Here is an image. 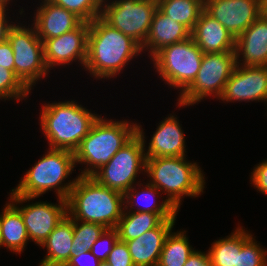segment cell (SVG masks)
<instances>
[{
    "mask_svg": "<svg viewBox=\"0 0 267 266\" xmlns=\"http://www.w3.org/2000/svg\"><path fill=\"white\" fill-rule=\"evenodd\" d=\"M141 52L138 42L111 27L101 17L89 22L84 69L94 78L100 80L115 77L135 56L142 55Z\"/></svg>",
    "mask_w": 267,
    "mask_h": 266,
    "instance_id": "obj_1",
    "label": "cell"
},
{
    "mask_svg": "<svg viewBox=\"0 0 267 266\" xmlns=\"http://www.w3.org/2000/svg\"><path fill=\"white\" fill-rule=\"evenodd\" d=\"M124 210V194L79 176L67 198V214L74 220L115 228Z\"/></svg>",
    "mask_w": 267,
    "mask_h": 266,
    "instance_id": "obj_2",
    "label": "cell"
},
{
    "mask_svg": "<svg viewBox=\"0 0 267 266\" xmlns=\"http://www.w3.org/2000/svg\"><path fill=\"white\" fill-rule=\"evenodd\" d=\"M40 127L48 140V149L74 152L99 117L74 100L44 104L40 111Z\"/></svg>",
    "mask_w": 267,
    "mask_h": 266,
    "instance_id": "obj_3",
    "label": "cell"
},
{
    "mask_svg": "<svg viewBox=\"0 0 267 266\" xmlns=\"http://www.w3.org/2000/svg\"><path fill=\"white\" fill-rule=\"evenodd\" d=\"M182 157L146 158L145 173L148 183L155 186L179 211L182 198L198 197L205 188V175L196 162Z\"/></svg>",
    "mask_w": 267,
    "mask_h": 266,
    "instance_id": "obj_4",
    "label": "cell"
},
{
    "mask_svg": "<svg viewBox=\"0 0 267 266\" xmlns=\"http://www.w3.org/2000/svg\"><path fill=\"white\" fill-rule=\"evenodd\" d=\"M137 133V122L114 121L101 115L74 151L75 163L85 164L79 176H92Z\"/></svg>",
    "mask_w": 267,
    "mask_h": 266,
    "instance_id": "obj_5",
    "label": "cell"
},
{
    "mask_svg": "<svg viewBox=\"0 0 267 266\" xmlns=\"http://www.w3.org/2000/svg\"><path fill=\"white\" fill-rule=\"evenodd\" d=\"M48 150L25 173L17 187L10 191L25 197H41L42 194L53 189L57 198L67 200L78 177L76 176L75 179L64 183L77 165L74 152L59 149Z\"/></svg>",
    "mask_w": 267,
    "mask_h": 266,
    "instance_id": "obj_6",
    "label": "cell"
},
{
    "mask_svg": "<svg viewBox=\"0 0 267 266\" xmlns=\"http://www.w3.org/2000/svg\"><path fill=\"white\" fill-rule=\"evenodd\" d=\"M203 52L189 38L165 46L158 50L150 60L154 69L165 84L179 89L181 95L195 80L202 62Z\"/></svg>",
    "mask_w": 267,
    "mask_h": 266,
    "instance_id": "obj_7",
    "label": "cell"
},
{
    "mask_svg": "<svg viewBox=\"0 0 267 266\" xmlns=\"http://www.w3.org/2000/svg\"><path fill=\"white\" fill-rule=\"evenodd\" d=\"M137 124V133L91 177L100 185L124 194L136 182L138 173L145 172V133Z\"/></svg>",
    "mask_w": 267,
    "mask_h": 266,
    "instance_id": "obj_8",
    "label": "cell"
},
{
    "mask_svg": "<svg viewBox=\"0 0 267 266\" xmlns=\"http://www.w3.org/2000/svg\"><path fill=\"white\" fill-rule=\"evenodd\" d=\"M236 65L235 52L203 53L195 80L179 95L176 106H192L209 96L219 100Z\"/></svg>",
    "mask_w": 267,
    "mask_h": 266,
    "instance_id": "obj_9",
    "label": "cell"
},
{
    "mask_svg": "<svg viewBox=\"0 0 267 266\" xmlns=\"http://www.w3.org/2000/svg\"><path fill=\"white\" fill-rule=\"evenodd\" d=\"M18 24V25H17ZM8 33V42L14 52V73L31 91L39 79L50 72L44 59L43 41L35 27L23 26L18 22Z\"/></svg>",
    "mask_w": 267,
    "mask_h": 266,
    "instance_id": "obj_10",
    "label": "cell"
},
{
    "mask_svg": "<svg viewBox=\"0 0 267 266\" xmlns=\"http://www.w3.org/2000/svg\"><path fill=\"white\" fill-rule=\"evenodd\" d=\"M103 0L101 18L111 27L145 43L158 8L157 0Z\"/></svg>",
    "mask_w": 267,
    "mask_h": 266,
    "instance_id": "obj_11",
    "label": "cell"
},
{
    "mask_svg": "<svg viewBox=\"0 0 267 266\" xmlns=\"http://www.w3.org/2000/svg\"><path fill=\"white\" fill-rule=\"evenodd\" d=\"M9 200L16 205L23 217L24 225L32 242L41 246L55 227L67 215V200L57 198L58 204L39 201L23 205L27 201H33L39 197H25L11 192ZM20 204L21 207L19 206ZM18 205V206H17Z\"/></svg>",
    "mask_w": 267,
    "mask_h": 266,
    "instance_id": "obj_12",
    "label": "cell"
},
{
    "mask_svg": "<svg viewBox=\"0 0 267 266\" xmlns=\"http://www.w3.org/2000/svg\"><path fill=\"white\" fill-rule=\"evenodd\" d=\"M89 22L43 42L44 59L48 70L56 66L71 65L73 61L85 65L87 57Z\"/></svg>",
    "mask_w": 267,
    "mask_h": 266,
    "instance_id": "obj_13",
    "label": "cell"
},
{
    "mask_svg": "<svg viewBox=\"0 0 267 266\" xmlns=\"http://www.w3.org/2000/svg\"><path fill=\"white\" fill-rule=\"evenodd\" d=\"M204 10L234 38L262 15L261 0H204Z\"/></svg>",
    "mask_w": 267,
    "mask_h": 266,
    "instance_id": "obj_14",
    "label": "cell"
},
{
    "mask_svg": "<svg viewBox=\"0 0 267 266\" xmlns=\"http://www.w3.org/2000/svg\"><path fill=\"white\" fill-rule=\"evenodd\" d=\"M219 100L227 103L262 101L266 104L267 66L236 65Z\"/></svg>",
    "mask_w": 267,
    "mask_h": 266,
    "instance_id": "obj_15",
    "label": "cell"
},
{
    "mask_svg": "<svg viewBox=\"0 0 267 266\" xmlns=\"http://www.w3.org/2000/svg\"><path fill=\"white\" fill-rule=\"evenodd\" d=\"M234 52L237 65L267 66L266 16L261 15L242 34L235 38Z\"/></svg>",
    "mask_w": 267,
    "mask_h": 266,
    "instance_id": "obj_16",
    "label": "cell"
},
{
    "mask_svg": "<svg viewBox=\"0 0 267 266\" xmlns=\"http://www.w3.org/2000/svg\"><path fill=\"white\" fill-rule=\"evenodd\" d=\"M33 17L38 37L44 42L46 39L58 37L77 28L83 20L67 9L57 6L49 0H41Z\"/></svg>",
    "mask_w": 267,
    "mask_h": 266,
    "instance_id": "obj_17",
    "label": "cell"
},
{
    "mask_svg": "<svg viewBox=\"0 0 267 266\" xmlns=\"http://www.w3.org/2000/svg\"><path fill=\"white\" fill-rule=\"evenodd\" d=\"M176 219H166L158 227L126 241L134 266H157L166 237L173 231Z\"/></svg>",
    "mask_w": 267,
    "mask_h": 266,
    "instance_id": "obj_18",
    "label": "cell"
},
{
    "mask_svg": "<svg viewBox=\"0 0 267 266\" xmlns=\"http://www.w3.org/2000/svg\"><path fill=\"white\" fill-rule=\"evenodd\" d=\"M152 135L145 157H182L186 156L185 134L175 115L163 119Z\"/></svg>",
    "mask_w": 267,
    "mask_h": 266,
    "instance_id": "obj_19",
    "label": "cell"
},
{
    "mask_svg": "<svg viewBox=\"0 0 267 266\" xmlns=\"http://www.w3.org/2000/svg\"><path fill=\"white\" fill-rule=\"evenodd\" d=\"M203 53L234 52L235 38L216 19L203 10L191 32Z\"/></svg>",
    "mask_w": 267,
    "mask_h": 266,
    "instance_id": "obj_20",
    "label": "cell"
},
{
    "mask_svg": "<svg viewBox=\"0 0 267 266\" xmlns=\"http://www.w3.org/2000/svg\"><path fill=\"white\" fill-rule=\"evenodd\" d=\"M191 36V32L182 24L170 19L159 8L155 11L150 31L142 52L148 50L150 58L161 48L183 41ZM147 49V50H146Z\"/></svg>",
    "mask_w": 267,
    "mask_h": 266,
    "instance_id": "obj_21",
    "label": "cell"
},
{
    "mask_svg": "<svg viewBox=\"0 0 267 266\" xmlns=\"http://www.w3.org/2000/svg\"><path fill=\"white\" fill-rule=\"evenodd\" d=\"M73 219L67 214L42 243L47 254L39 266H65L73 255Z\"/></svg>",
    "mask_w": 267,
    "mask_h": 266,
    "instance_id": "obj_22",
    "label": "cell"
},
{
    "mask_svg": "<svg viewBox=\"0 0 267 266\" xmlns=\"http://www.w3.org/2000/svg\"><path fill=\"white\" fill-rule=\"evenodd\" d=\"M140 182L141 181H138V184H135L131 189L124 193V209H127L126 211L150 212L155 214H178V210L166 198H164L165 200H162L161 203L157 202L156 199L158 195L159 197L162 195L160 190L149 183L142 184ZM143 185H145V187H142V189L138 191L136 186L139 189V187Z\"/></svg>",
    "mask_w": 267,
    "mask_h": 266,
    "instance_id": "obj_23",
    "label": "cell"
},
{
    "mask_svg": "<svg viewBox=\"0 0 267 266\" xmlns=\"http://www.w3.org/2000/svg\"><path fill=\"white\" fill-rule=\"evenodd\" d=\"M0 213L1 247L21 254L30 241L20 210L11 201L4 205Z\"/></svg>",
    "mask_w": 267,
    "mask_h": 266,
    "instance_id": "obj_24",
    "label": "cell"
},
{
    "mask_svg": "<svg viewBox=\"0 0 267 266\" xmlns=\"http://www.w3.org/2000/svg\"><path fill=\"white\" fill-rule=\"evenodd\" d=\"M177 214H155L150 212H133L123 210L117 226L118 238L121 241L136 239L146 231L158 227L166 219H176Z\"/></svg>",
    "mask_w": 267,
    "mask_h": 266,
    "instance_id": "obj_25",
    "label": "cell"
},
{
    "mask_svg": "<svg viewBox=\"0 0 267 266\" xmlns=\"http://www.w3.org/2000/svg\"><path fill=\"white\" fill-rule=\"evenodd\" d=\"M252 236L243 226L238 225L231 235L214 241L207 250L212 266H236L237 253Z\"/></svg>",
    "mask_w": 267,
    "mask_h": 266,
    "instance_id": "obj_26",
    "label": "cell"
},
{
    "mask_svg": "<svg viewBox=\"0 0 267 266\" xmlns=\"http://www.w3.org/2000/svg\"><path fill=\"white\" fill-rule=\"evenodd\" d=\"M158 8L170 19L184 25L190 32L195 27L204 0H157Z\"/></svg>",
    "mask_w": 267,
    "mask_h": 266,
    "instance_id": "obj_27",
    "label": "cell"
},
{
    "mask_svg": "<svg viewBox=\"0 0 267 266\" xmlns=\"http://www.w3.org/2000/svg\"><path fill=\"white\" fill-rule=\"evenodd\" d=\"M194 251L185 230L171 231L166 237L157 266H184Z\"/></svg>",
    "mask_w": 267,
    "mask_h": 266,
    "instance_id": "obj_28",
    "label": "cell"
},
{
    "mask_svg": "<svg viewBox=\"0 0 267 266\" xmlns=\"http://www.w3.org/2000/svg\"><path fill=\"white\" fill-rule=\"evenodd\" d=\"M106 227L103 225L73 219V255L90 251Z\"/></svg>",
    "mask_w": 267,
    "mask_h": 266,
    "instance_id": "obj_29",
    "label": "cell"
},
{
    "mask_svg": "<svg viewBox=\"0 0 267 266\" xmlns=\"http://www.w3.org/2000/svg\"><path fill=\"white\" fill-rule=\"evenodd\" d=\"M80 17L84 22H91L101 16L103 0H49Z\"/></svg>",
    "mask_w": 267,
    "mask_h": 266,
    "instance_id": "obj_30",
    "label": "cell"
},
{
    "mask_svg": "<svg viewBox=\"0 0 267 266\" xmlns=\"http://www.w3.org/2000/svg\"><path fill=\"white\" fill-rule=\"evenodd\" d=\"M31 91L21 82L17 75L9 69L0 66V99H27Z\"/></svg>",
    "mask_w": 267,
    "mask_h": 266,
    "instance_id": "obj_31",
    "label": "cell"
},
{
    "mask_svg": "<svg viewBox=\"0 0 267 266\" xmlns=\"http://www.w3.org/2000/svg\"><path fill=\"white\" fill-rule=\"evenodd\" d=\"M236 266H267V250L252 236L237 253Z\"/></svg>",
    "mask_w": 267,
    "mask_h": 266,
    "instance_id": "obj_32",
    "label": "cell"
},
{
    "mask_svg": "<svg viewBox=\"0 0 267 266\" xmlns=\"http://www.w3.org/2000/svg\"><path fill=\"white\" fill-rule=\"evenodd\" d=\"M118 239L116 228H106L90 251L98 260L106 261Z\"/></svg>",
    "mask_w": 267,
    "mask_h": 266,
    "instance_id": "obj_33",
    "label": "cell"
},
{
    "mask_svg": "<svg viewBox=\"0 0 267 266\" xmlns=\"http://www.w3.org/2000/svg\"><path fill=\"white\" fill-rule=\"evenodd\" d=\"M106 262L111 266H134L126 243L119 239L109 253Z\"/></svg>",
    "mask_w": 267,
    "mask_h": 266,
    "instance_id": "obj_34",
    "label": "cell"
},
{
    "mask_svg": "<svg viewBox=\"0 0 267 266\" xmlns=\"http://www.w3.org/2000/svg\"><path fill=\"white\" fill-rule=\"evenodd\" d=\"M251 183L257 190L267 195V159L257 164L251 172Z\"/></svg>",
    "mask_w": 267,
    "mask_h": 266,
    "instance_id": "obj_35",
    "label": "cell"
},
{
    "mask_svg": "<svg viewBox=\"0 0 267 266\" xmlns=\"http://www.w3.org/2000/svg\"><path fill=\"white\" fill-rule=\"evenodd\" d=\"M100 262L91 251H86L72 255L65 266H99Z\"/></svg>",
    "mask_w": 267,
    "mask_h": 266,
    "instance_id": "obj_36",
    "label": "cell"
},
{
    "mask_svg": "<svg viewBox=\"0 0 267 266\" xmlns=\"http://www.w3.org/2000/svg\"><path fill=\"white\" fill-rule=\"evenodd\" d=\"M0 66L14 72V52L8 40L0 44Z\"/></svg>",
    "mask_w": 267,
    "mask_h": 266,
    "instance_id": "obj_37",
    "label": "cell"
},
{
    "mask_svg": "<svg viewBox=\"0 0 267 266\" xmlns=\"http://www.w3.org/2000/svg\"><path fill=\"white\" fill-rule=\"evenodd\" d=\"M184 266H212L208 251L196 250L188 257Z\"/></svg>",
    "mask_w": 267,
    "mask_h": 266,
    "instance_id": "obj_38",
    "label": "cell"
},
{
    "mask_svg": "<svg viewBox=\"0 0 267 266\" xmlns=\"http://www.w3.org/2000/svg\"><path fill=\"white\" fill-rule=\"evenodd\" d=\"M7 11H9L8 8H0V44L7 40L10 29L16 24L9 20L7 15L10 12Z\"/></svg>",
    "mask_w": 267,
    "mask_h": 266,
    "instance_id": "obj_39",
    "label": "cell"
},
{
    "mask_svg": "<svg viewBox=\"0 0 267 266\" xmlns=\"http://www.w3.org/2000/svg\"><path fill=\"white\" fill-rule=\"evenodd\" d=\"M262 15L267 17V0H261Z\"/></svg>",
    "mask_w": 267,
    "mask_h": 266,
    "instance_id": "obj_40",
    "label": "cell"
},
{
    "mask_svg": "<svg viewBox=\"0 0 267 266\" xmlns=\"http://www.w3.org/2000/svg\"><path fill=\"white\" fill-rule=\"evenodd\" d=\"M10 1L12 0H0V8L8 7V4H10Z\"/></svg>",
    "mask_w": 267,
    "mask_h": 266,
    "instance_id": "obj_41",
    "label": "cell"
},
{
    "mask_svg": "<svg viewBox=\"0 0 267 266\" xmlns=\"http://www.w3.org/2000/svg\"><path fill=\"white\" fill-rule=\"evenodd\" d=\"M99 266H111V265L107 263L106 261H101Z\"/></svg>",
    "mask_w": 267,
    "mask_h": 266,
    "instance_id": "obj_42",
    "label": "cell"
},
{
    "mask_svg": "<svg viewBox=\"0 0 267 266\" xmlns=\"http://www.w3.org/2000/svg\"><path fill=\"white\" fill-rule=\"evenodd\" d=\"M0 247H1V221H0Z\"/></svg>",
    "mask_w": 267,
    "mask_h": 266,
    "instance_id": "obj_43",
    "label": "cell"
}]
</instances>
